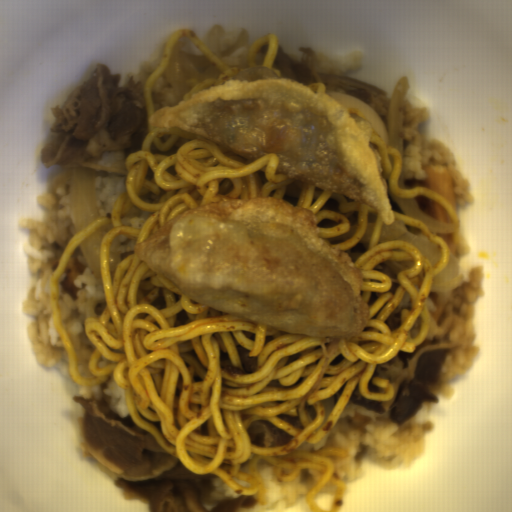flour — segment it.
Masks as SVG:
<instances>
[{
    "label": "flour",
    "instance_id": "1",
    "mask_svg": "<svg viewBox=\"0 0 512 512\" xmlns=\"http://www.w3.org/2000/svg\"><path fill=\"white\" fill-rule=\"evenodd\" d=\"M134 252L194 303L283 333L358 338L371 323L363 268L319 236L311 208L279 197L190 208Z\"/></svg>",
    "mask_w": 512,
    "mask_h": 512
},
{
    "label": "flour",
    "instance_id": "2",
    "mask_svg": "<svg viewBox=\"0 0 512 512\" xmlns=\"http://www.w3.org/2000/svg\"><path fill=\"white\" fill-rule=\"evenodd\" d=\"M147 125L206 137L251 162L276 154V175L364 203L388 226L396 220L367 131L296 78L229 79L159 108Z\"/></svg>",
    "mask_w": 512,
    "mask_h": 512
}]
</instances>
